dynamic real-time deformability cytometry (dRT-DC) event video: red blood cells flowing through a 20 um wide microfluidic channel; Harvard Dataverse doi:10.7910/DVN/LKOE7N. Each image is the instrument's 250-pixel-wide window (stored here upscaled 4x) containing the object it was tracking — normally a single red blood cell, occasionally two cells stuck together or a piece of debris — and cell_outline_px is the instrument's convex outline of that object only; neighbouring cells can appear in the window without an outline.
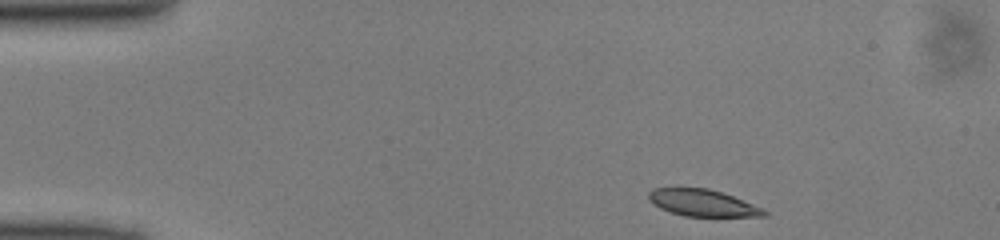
{"species": "common noctule bat (a hibernating species)", "species_latin": "Nyctalus noctula", "temperature_condition": "cold", "stored_images_in_passage": 32, "camera_frame_rate_fps": 3000, "um_per_image_px": 0.085, "animal": {"sex": "male", "body_mass_g": 13.0, "forearm_length_mm": 53.1}, "frame": {"image": 1, "passage_image": 1, "time_ms": 0.0, "image_size_px": [1000, 240], "cell_outline_px": [[768, 216], [684, 216], [660, 208], [652, 204], [648, 200], [648, 192], [652, 188], [708, 188], [732, 196], [764, 208], [768, 212]], "centroid_in_image_um": [59.71, 17.25], "position_along_channel_um": 25.3, "area_um2": 17.98}}
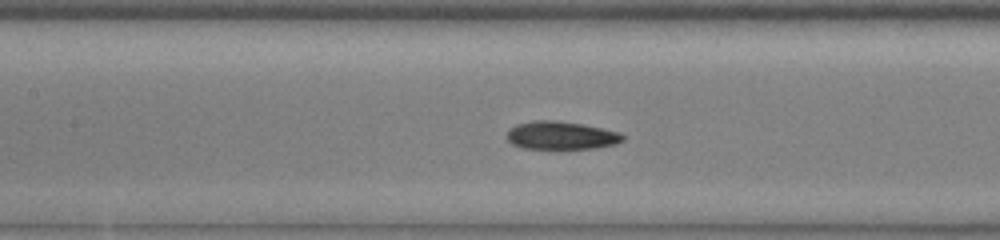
{"frame": {"image": 2, "passage_image": 16, "time_ms": 5.0, "image_size_px": [1000, 240], "cell_outline_px": [[624, 140], [616, 144], [596, 148], [524, 148], [512, 144], [504, 136], [508, 128], [516, 124], [532, 120], [556, 120], [580, 124], [620, 132], [624, 136]], "centroid_in_image_um": [47.64, 11.5], "position_along_channel_um": 159.8, "area_um2": 19.02}}
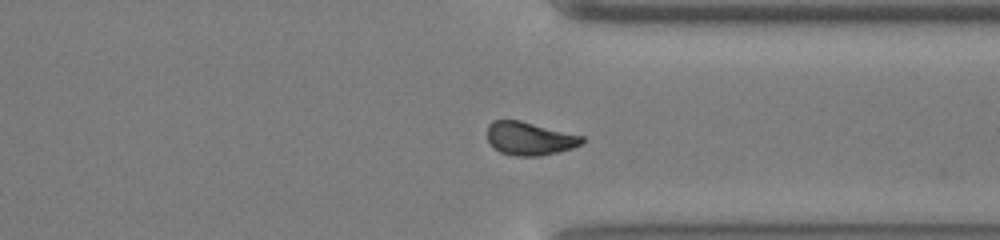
{"frame": {"image": 3, "passage_image": 31, "time_ms": 10.0, "image_size_px": [1000, 240], "cell_outline_px": [[584, 140], [580, 144], [572, 148], [540, 156], [516, 156], [500, 152], [492, 148], [488, 140], [488, 124], [492, 120], [520, 120], [584, 136]], "centroid_in_image_um": [44.99, 11.77], "position_along_channel_um": 366.4, "area_um2": 18.38}}